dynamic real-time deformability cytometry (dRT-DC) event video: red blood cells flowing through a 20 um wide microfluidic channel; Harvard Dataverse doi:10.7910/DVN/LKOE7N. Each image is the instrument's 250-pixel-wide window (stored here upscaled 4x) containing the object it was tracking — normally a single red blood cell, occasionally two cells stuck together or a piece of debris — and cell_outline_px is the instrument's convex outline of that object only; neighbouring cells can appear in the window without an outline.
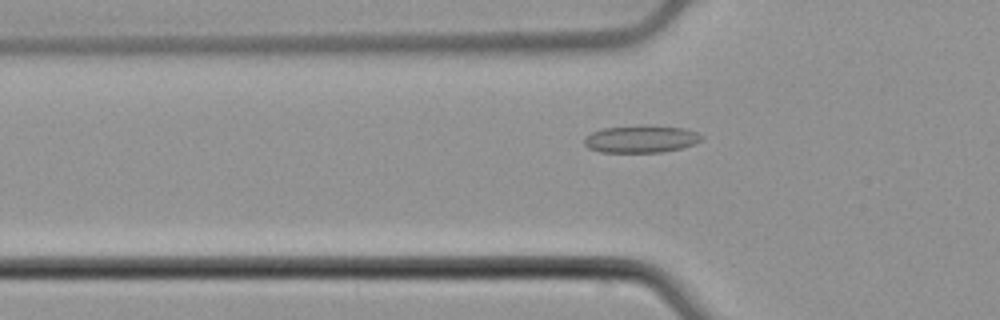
{"species": "common noctule bat (a hibernating species)", "species_latin": "Nyctalus noctula", "temperature_condition": "cold", "stored_images_in_passage": 34, "camera_frame_rate_fps": 3000, "um_per_image_px": 0.085, "animal": {"sex": "male", "body_mass_g": 21.5, "forearm_length_mm": 52.0}, "frame": {"image": 1, "passage_image": 4, "time_ms": 1.0, "image_size_px": [1000, 320], "cell_outline_px": [[704, 136], [700, 140], [692, 144], [680, 148], [660, 152], [600, 152], [588, 148], [584, 144], [584, 136], [592, 132], [604, 128], [684, 128], [696, 132]], "centroid_in_image_um": [54.43, 11.87], "position_along_channel_um": 71.4, "area_um2": 17.63}}
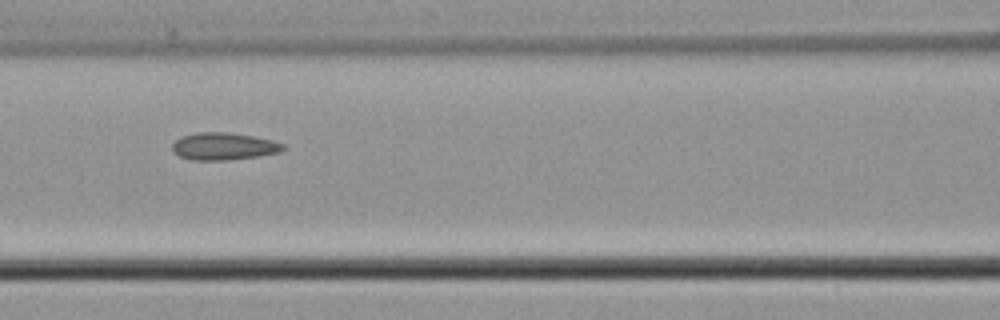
{"frame": {"image": 2, "passage_image": 10, "time_ms": 3.0, "image_size_px": [1000, 320], "cell_outline_px": [[288, 148], [280, 152], [256, 156], [224, 160], [192, 160], [180, 156], [172, 152], [172, 144], [176, 140], [184, 136], [196, 132], [228, 132], [252, 136], [272, 140], [284, 144]], "centroid_in_image_um": [19.02, 12.43], "position_along_channel_um": 147.6, "area_um2": 17.57}}
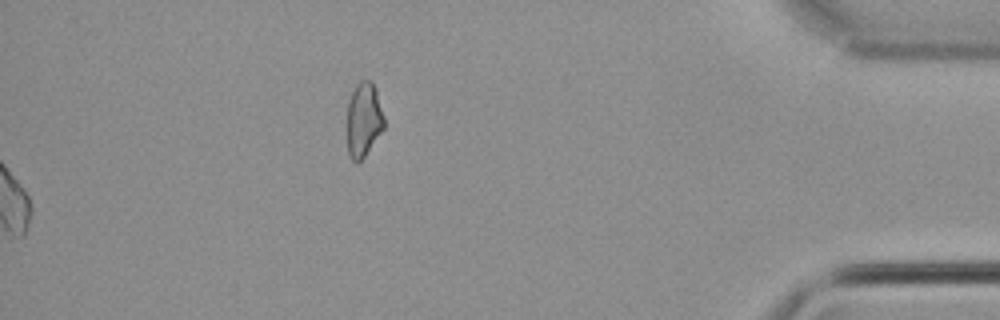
{"frame": {"image": 3, "passage_image": 34, "time_ms": 11.0, "image_size_px": [1000, 320], "cell_outline_px": [[384, 128], [364, 156], [356, 164], [352, 160], [348, 152], [348, 100], [356, 84], [360, 80], [372, 80], [376, 88], [384, 116]], "centroid_in_image_um": [30.92, 10.13], "position_along_channel_um": 404.3, "area_um2": 16.01}, "authors_computed_cell_mechanics": {"area_um2": 17.3978, "velocity_mm_per_s": 3.7995, "shape_relaxation_time_tau1_ms": null, "shape_relaxation_time_tau2_ms": 3.5957, "deformation_change_tau1": null, "deformation_change_tau2": 0.1009}}